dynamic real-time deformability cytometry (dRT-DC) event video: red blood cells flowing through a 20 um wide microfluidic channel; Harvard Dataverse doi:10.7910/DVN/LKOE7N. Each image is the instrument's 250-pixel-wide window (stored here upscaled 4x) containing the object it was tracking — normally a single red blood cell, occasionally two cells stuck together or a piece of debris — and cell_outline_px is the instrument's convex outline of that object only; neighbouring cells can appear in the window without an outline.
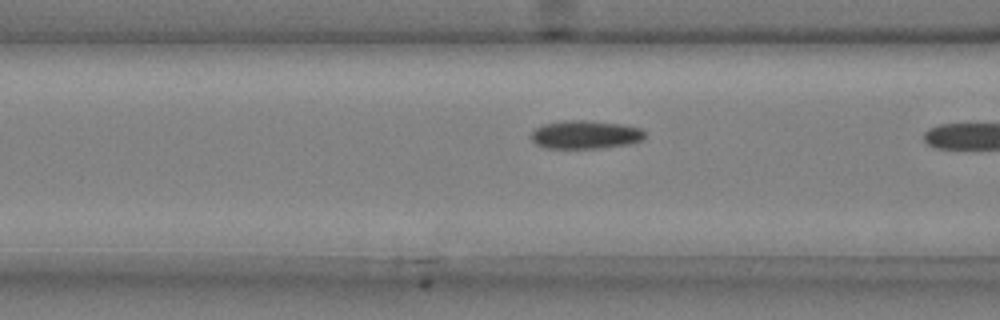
{"species": "common noctule bat (a hibernating species)", "species_latin": "Nyctalus noctula", "temperature_condition": "cold", "stored_images_in_passage": 18, "camera_frame_rate_fps": 3000, "um_per_image_px": 0.085, "animal": {"sex": "male", "body_mass_g": 20.4}, "frame": {"image": 1, "passage_image": 17, "time_ms": 5.333, "image_size_px": [1000, 320], "cell_outline_px": [[644, 140], [628, 144], [604, 148], [544, 148], [536, 144], [532, 140], [532, 132], [536, 128], [544, 124], [564, 120], [588, 120], [620, 124], [640, 128], [644, 132]], "centroid_in_image_um": [49.76, 11.45], "position_along_channel_um": 116.8, "area_um2": 18.79}}